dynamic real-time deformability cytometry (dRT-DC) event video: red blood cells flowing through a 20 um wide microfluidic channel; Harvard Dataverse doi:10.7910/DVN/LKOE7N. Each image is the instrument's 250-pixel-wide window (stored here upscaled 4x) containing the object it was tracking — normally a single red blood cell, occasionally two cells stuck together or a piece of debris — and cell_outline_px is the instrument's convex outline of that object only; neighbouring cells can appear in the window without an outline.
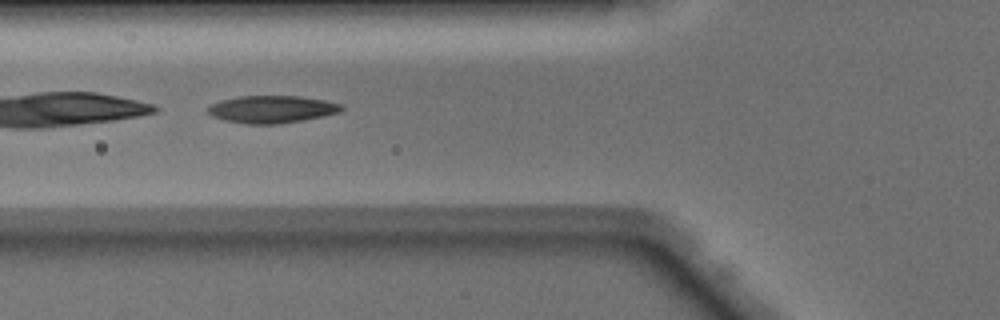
{"species": "Egyptian fruit bat (a non-hibernating species)", "species_latin": "Rousettus aegyptiacus", "temperature_condition": "warm", "stored_images_in_passage": 47, "camera_frame_rate_fps": 3000, "um_per_image_px": 0.085, "animal": {"sex": "male"}, "frame": {"image": 1, "passage_image": 18, "time_ms": 5.667, "image_size_px": [1000, 320], "cell_outline_px": [[344, 108], [340, 112], [304, 120], [280, 124], [248, 124], [224, 120], [212, 116], [208, 112], [208, 108], [212, 104], [220, 100], [240, 96], [300, 96], [324, 100], [344, 104]], "centroid_in_image_um": [23.14, 9.29], "position_along_channel_um": 102.7, "area_um2": 21.39}}
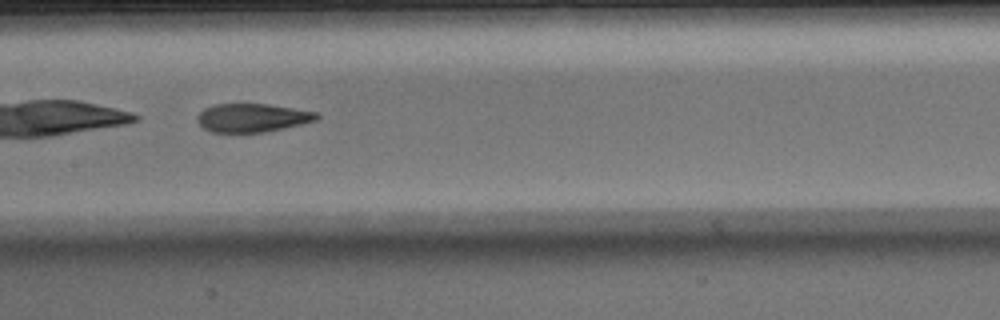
{"frame": {"image": 2, "passage_image": 24, "time_ms": 7.667, "image_size_px": [1000, 320], "cell_outline_px": [[320, 116], [316, 120], [300, 124], [264, 132], [212, 132], [204, 128], [196, 120], [196, 116], [204, 108], [212, 104], [268, 104], [316, 112]], "centroid_in_image_um": [21.4, 10.0], "position_along_channel_um": 186.0, "area_um2": 19.65}}
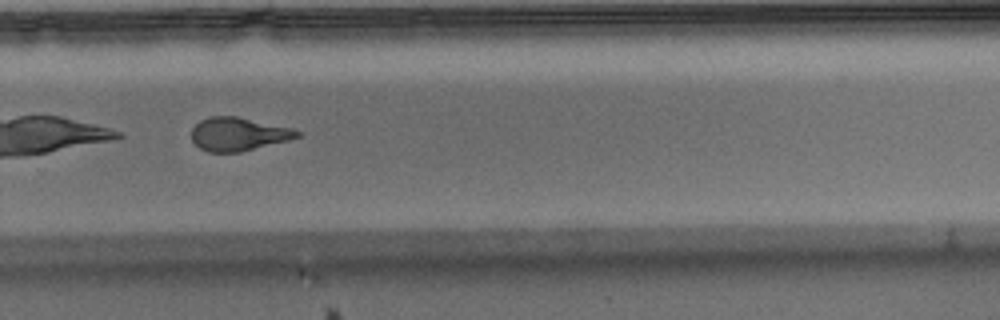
{"frame": {"image": 3, "passage_image": 33, "time_ms": 10.667, "image_size_px": [1000, 320], "cell_outline_px": [[304, 132], [300, 136], [288, 140], [240, 152], [208, 152], [200, 148], [192, 140], [192, 128], [200, 120], [212, 116], [236, 116], [292, 128]], "centroid_in_image_um": [20.27, 11.39], "position_along_channel_um": 309.5, "area_um2": 20.46}, "authors_computed_cell_mechanics": {"area_um2": 23.0622, "velocity_mm_per_s": 4.1313, "shape_relaxation_time_tau1_ms": 2.0841, "shape_relaxation_time_tau2_ms": 2.0319, "deformation_change_tau1": 0.3212, "deformation_change_tau2": 0.1068}}